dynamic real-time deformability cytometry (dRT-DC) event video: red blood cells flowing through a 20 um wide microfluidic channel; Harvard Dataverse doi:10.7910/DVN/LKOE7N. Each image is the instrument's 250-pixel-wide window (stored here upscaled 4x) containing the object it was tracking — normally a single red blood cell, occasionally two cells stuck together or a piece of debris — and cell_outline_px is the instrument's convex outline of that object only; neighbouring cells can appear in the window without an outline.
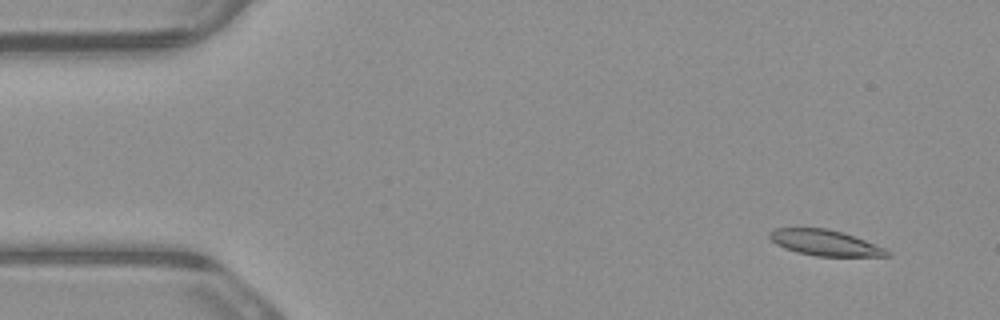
{"species": "common noctule bat (a hibernating species)", "species_latin": "Nyctalus noctula", "temperature_condition": "warm", "stored_images_in_passage": 4, "camera_frame_rate_fps": 3000, "um_per_image_px": 0.085, "animal": {"sex": "male", "body_mass_g": 23.1, "forearm_length_mm": 52.7}, "frame": {"image": 1, "passage_image": 1, "time_ms": 0.0, "image_size_px": [1000, 320], "cell_outline_px": [[888, 256], [816, 256], [796, 252], [784, 248], [776, 244], [768, 236], [768, 232], [776, 228], [828, 228], [844, 232], [884, 248], [888, 252]], "centroid_in_image_um": [70.06, 20.62], "position_along_channel_um": 14.9, "area_um2": 17.51}}
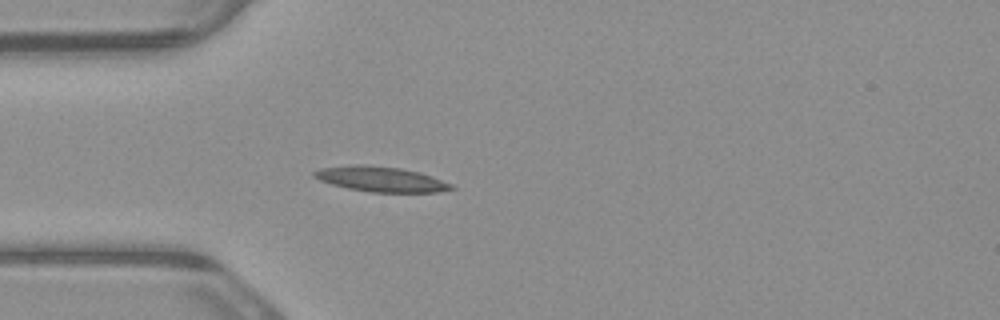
{"frame": {"image": 2, "passage_image": 4, "time_ms": 1.0, "image_size_px": [1000, 320], "cell_outline_px": [[456, 188], [440, 192], [372, 192], [348, 188], [332, 184], [320, 180], [312, 176], [312, 172], [320, 168], [352, 164], [360, 164], [400, 168], [420, 172], [432, 176], [452, 184]], "centroid_in_image_um": [32.37, 15.22], "position_along_channel_um": 52.6, "area_um2": 20.11}}